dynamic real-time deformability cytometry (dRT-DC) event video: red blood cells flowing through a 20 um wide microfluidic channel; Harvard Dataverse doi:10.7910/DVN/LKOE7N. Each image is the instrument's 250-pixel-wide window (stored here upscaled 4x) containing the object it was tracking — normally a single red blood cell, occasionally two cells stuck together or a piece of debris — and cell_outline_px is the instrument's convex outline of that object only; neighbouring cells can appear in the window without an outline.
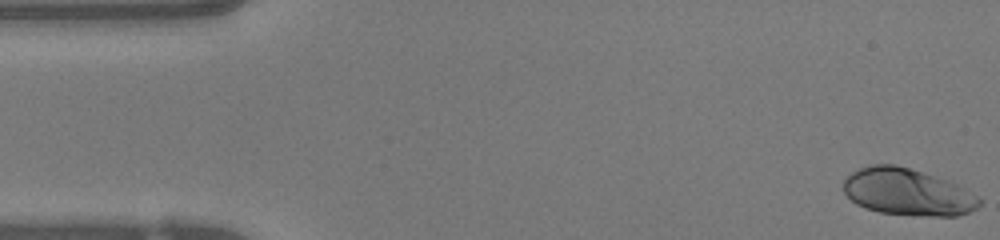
{"species": "human", "species_latin": "Homo sapiens", "temperature_condition": "warm", "stored_images_in_passage": 49, "camera_frame_rate_fps": 3000, "um_per_image_px": 0.085, "donor": {"sex": "female"}, "frame": {"image": 1, "passage_image": 1, "time_ms": 0.0, "image_size_px": [1000, 240], "cell_outline_px": [[984, 200], [976, 208], [968, 212], [956, 216], [912, 216], [880, 212], [856, 204], [844, 192], [844, 180], [852, 172], [860, 168], [872, 164], [896, 164], [956, 184]], "centroid_in_image_um": [77.13, 16.34], "position_along_channel_um": 7.9, "area_um2": 36.76}}
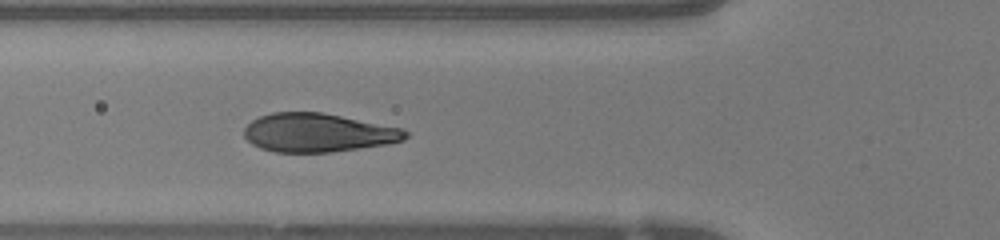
{"frame": {"image": 2, "passage_image": 17, "time_ms": 5.333, "image_size_px": [1000, 240], "cell_outline_px": [[408, 136], [404, 140], [388, 144], [332, 152], [276, 152], [260, 148], [252, 144], [244, 136], [244, 128], [252, 120], [260, 116], [272, 112], [324, 112], [404, 128], [408, 132]], "centroid_in_image_um": [27.06, 11.27], "position_along_channel_um": 98.7, "area_um2": 36.59}}
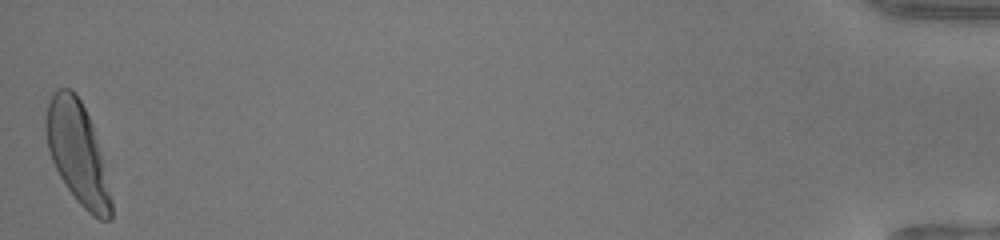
{"frame": {"image": 3, "passage_image": 49, "time_ms": 16.0, "image_size_px": [1000, 240], "cell_outline_px": [[112, 220], [100, 220], [92, 216], [76, 200], [64, 184], [52, 160], [48, 148], [44, 128], [44, 116], [52, 92], [56, 88], [72, 88], [76, 92], [92, 124], [100, 152], [112, 200]], "centroid_in_image_um": [6.56, 12.98], "position_along_channel_um": 428.6, "area_um2": 38.61}, "authors_computed_cell_mechanics": {"area_um2": 37.2232, "velocity_mm_per_s": 4.0825, "shape_relaxation_time_tau1_ms": 3.1778, "shape_relaxation_time_tau2_ms": null, "deformation_change_tau1": 0.2102, "deformation_change_tau2": null}}